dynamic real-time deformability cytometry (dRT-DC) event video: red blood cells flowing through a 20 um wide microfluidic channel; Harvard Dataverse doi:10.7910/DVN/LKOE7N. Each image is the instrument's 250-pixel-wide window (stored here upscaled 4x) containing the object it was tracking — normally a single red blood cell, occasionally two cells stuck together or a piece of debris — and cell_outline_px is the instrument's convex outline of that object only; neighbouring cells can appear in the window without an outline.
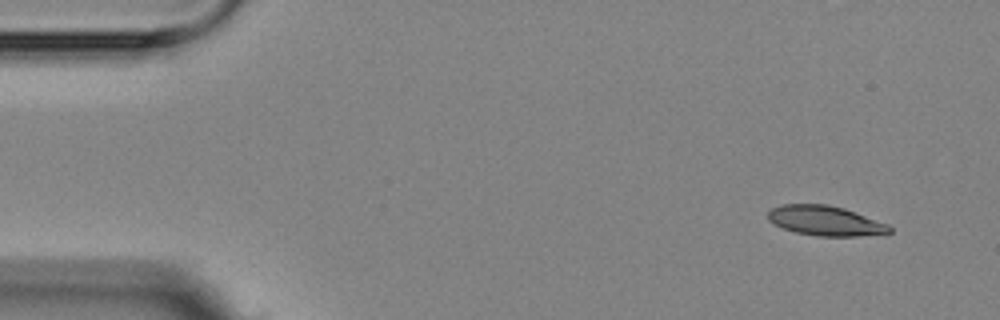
{"species": "Egyptian fruit bat (a non-hibernating species)", "species_latin": "Rousettus aegyptiacus", "temperature_condition": "room temperature", "stored_images_in_passage": 5, "camera_frame_rate_fps": 3000, "um_per_image_px": 0.085, "animal": {"sex": "female"}, "frame": {"image": 1, "passage_image": 1, "time_ms": 0.0, "image_size_px": [1000, 320], "cell_outline_px": [[892, 232], [884, 236], [816, 236], [796, 232], [784, 228], [768, 220], [768, 212], [772, 208], [780, 204], [828, 204], [844, 208], [888, 224], [892, 228]], "centroid_in_image_um": [70.23, 18.78], "position_along_channel_um": 14.8, "area_um2": 21.39}}